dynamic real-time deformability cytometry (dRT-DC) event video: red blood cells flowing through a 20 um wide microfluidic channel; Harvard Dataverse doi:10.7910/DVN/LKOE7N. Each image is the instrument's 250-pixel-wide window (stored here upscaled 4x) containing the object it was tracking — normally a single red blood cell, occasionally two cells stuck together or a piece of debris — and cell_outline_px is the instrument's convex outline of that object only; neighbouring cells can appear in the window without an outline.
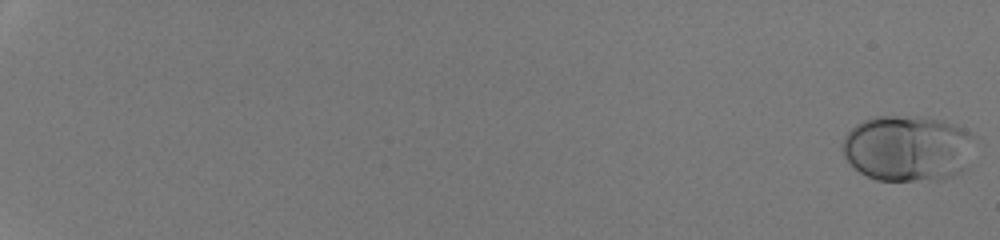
{"species": "human", "species_latin": "Homo sapiens", "temperature_condition": "room temperature", "stored_images_in_passage": 53, "camera_frame_rate_fps": 3000, "um_per_image_px": 0.085, "donor": {"sex": "male"}, "frame": {"image": 1, "passage_image": 1, "time_ms": 0.0, "image_size_px": [1000, 240], "cell_outline_px": [[976, 136], [960, 172], [952, 176], [940, 180], [876, 180], [860, 172], [844, 156], [840, 148], [844, 136], [856, 124], [864, 120], [876, 116], [920, 116], [944, 120]], "centroid_in_image_um": [77.1, 12.58], "position_along_channel_um": 7.9, "area_um2": 50.63}}
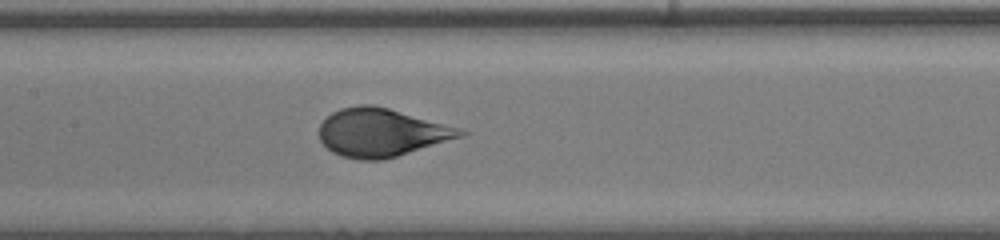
{"frame": {"image": 2, "passage_image": 31, "time_ms": 10.0, "image_size_px": [1000, 240], "cell_outline_px": [[468, 132], [464, 136], [384, 160], [360, 160], [340, 156], [332, 152], [320, 140], [320, 124], [332, 112], [340, 108], [360, 104], [372, 104], [388, 108], [456, 128]], "centroid_in_image_um": [32.36, 11.28], "position_along_channel_um": 175.0, "area_um2": 39.13}}
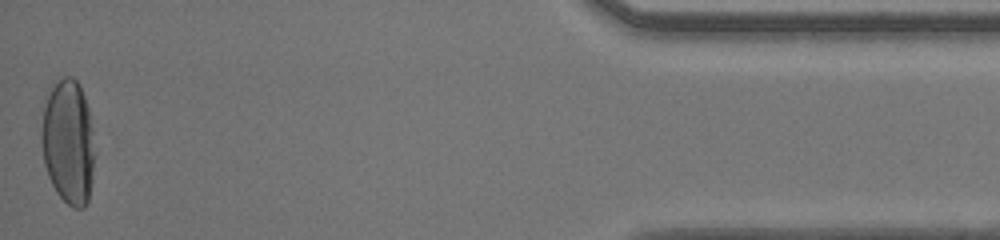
{"frame": {"image": 3, "passage_image": 53, "time_ms": 17.333, "image_size_px": [1000, 240], "cell_outline_px": [[92, 180], [88, 200], [84, 208], [72, 208], [56, 192], [48, 176], [44, 164], [40, 140], [40, 132], [44, 108], [52, 84], [64, 76], [72, 76], [80, 84], [88, 108], [92, 128]], "centroid_in_image_um": [5.77, 12.06], "position_along_channel_um": 429.4, "area_um2": 38.55}, "authors_computed_cell_mechanics": {"area_um2": 41.3848, "velocity_mm_per_s": 4.2848, "shape_relaxation_time_tau1_ms": 3.9926, "shape_relaxation_time_tau2_ms": null, "deformation_change_tau1": 0.1972, "deformation_change_tau2": null}}